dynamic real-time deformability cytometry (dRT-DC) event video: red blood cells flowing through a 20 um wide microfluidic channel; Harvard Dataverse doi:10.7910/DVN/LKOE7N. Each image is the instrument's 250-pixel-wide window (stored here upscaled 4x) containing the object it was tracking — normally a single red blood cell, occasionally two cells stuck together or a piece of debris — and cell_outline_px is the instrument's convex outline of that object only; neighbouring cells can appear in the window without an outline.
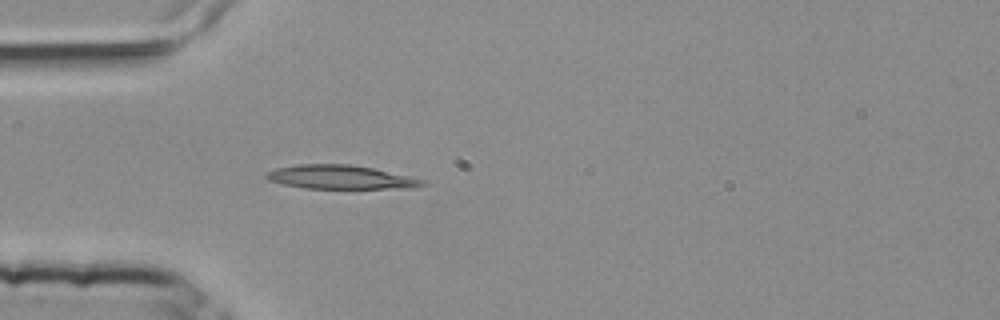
{"species": "common noctule bat (a hibernating species)", "species_latin": "Nyctalus noctula", "temperature_condition": "room temperature", "stored_images_in_passage": 4, "camera_frame_rate_fps": 3000, "um_per_image_px": 0.085, "animal": {"sex": "female", "body_mass_g": 25.1}, "frame": {"image": 1, "passage_image": 4, "time_ms": 1.0, "image_size_px": [1000, 320], "cell_outline_px": [[428, 184], [416, 188], [304, 188], [284, 184], [268, 180], [264, 176], [268, 172], [276, 168], [300, 164], [348, 164], [372, 168], [428, 180]], "centroid_in_image_um": [29.01, 15.06], "position_along_channel_um": 56.0, "area_um2": 21.62}}